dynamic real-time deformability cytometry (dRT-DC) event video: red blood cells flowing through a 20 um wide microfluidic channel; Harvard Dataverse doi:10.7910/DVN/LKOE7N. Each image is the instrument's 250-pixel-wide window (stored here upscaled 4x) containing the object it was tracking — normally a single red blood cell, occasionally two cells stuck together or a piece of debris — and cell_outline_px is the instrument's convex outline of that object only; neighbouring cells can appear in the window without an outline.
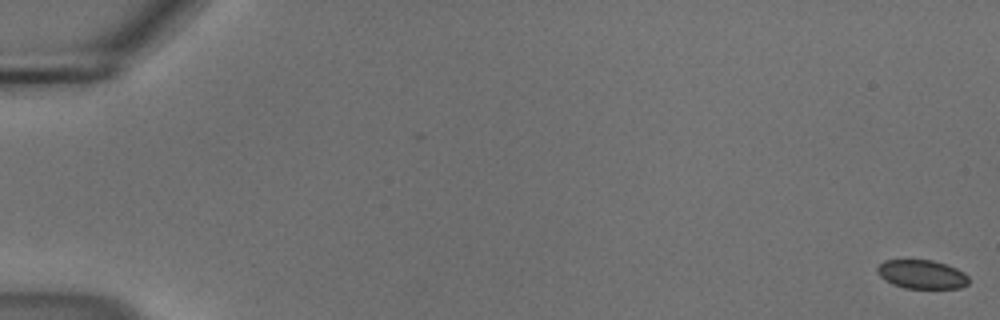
{"species": "common noctule bat (a hibernating species)", "species_latin": "Nyctalus noctula", "temperature_condition": "cold", "stored_images_in_passage": 56, "camera_frame_rate_fps": 3000, "um_per_image_px": 0.085, "animal": {"sex": "male", "body_mass_g": 18.8}, "frame": {"image": 1, "passage_image": 1, "time_ms": 0.0, "image_size_px": [1000, 320], "cell_outline_px": [[968, 284], [960, 288], [904, 288], [892, 284], [880, 276], [876, 268], [884, 260], [932, 260], [956, 268], [964, 272], [968, 276]], "centroid_in_image_um": [78.36, 23.32], "position_along_channel_um": 6.6, "area_um2": 15.26}}
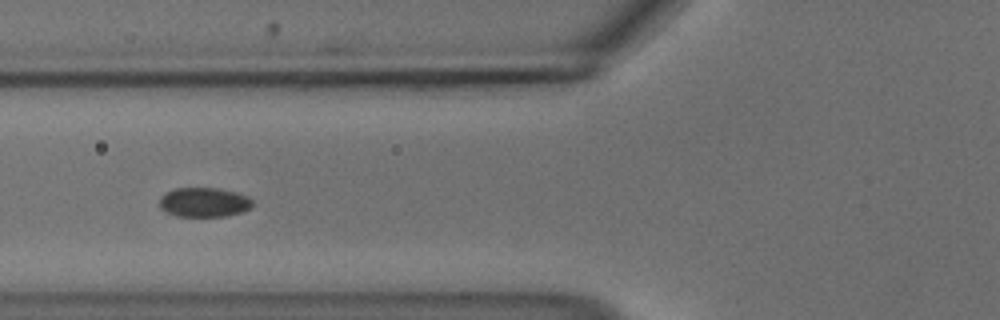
{"frame": {"image": 2, "passage_image": 23, "time_ms": 7.333, "image_size_px": [1000, 320], "cell_outline_px": [[252, 204], [248, 208], [240, 212], [224, 216], [176, 216], [160, 208], [160, 196], [164, 192], [172, 188], [216, 188], [236, 192], [248, 196], [252, 200]], "centroid_in_image_um": [17.29, 17.17], "position_along_channel_um": 108.5, "area_um2": 15.9}}
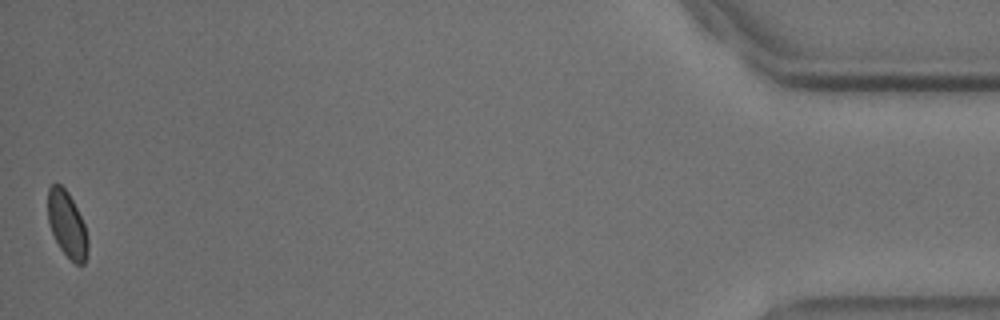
{"frame": {"image": 3, "passage_image": 56, "time_ms": 18.333, "image_size_px": [1000, 320], "cell_outline_px": [[88, 252], [84, 264], [76, 264], [60, 248], [48, 224], [48, 188], [52, 184], [60, 184], [68, 192], [84, 224], [88, 236]], "centroid_in_image_um": [5.7, 19.08], "position_along_channel_um": 429.5, "area_um2": 15.2}, "authors_computed_cell_mechanics": {"area_um2": 16.3574, "velocity_mm_per_s": 3.687, "shape_relaxation_time_tau1_ms": 1.5835, "shape_relaxation_time_tau2_ms": null, "deformation_change_tau1": 0.0429, "deformation_change_tau2": null}}